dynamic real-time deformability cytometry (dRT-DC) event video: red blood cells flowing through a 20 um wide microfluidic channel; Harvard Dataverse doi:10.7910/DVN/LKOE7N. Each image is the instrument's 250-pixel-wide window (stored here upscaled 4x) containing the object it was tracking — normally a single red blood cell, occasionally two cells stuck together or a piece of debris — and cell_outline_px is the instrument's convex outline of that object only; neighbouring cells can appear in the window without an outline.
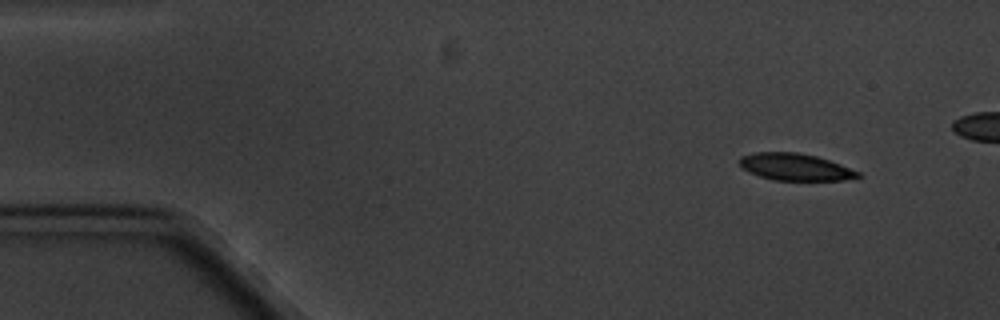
{"species": "common noctule bat (a hibernating species)", "species_latin": "Nyctalus noctula", "temperature_condition": "cold", "stored_images_in_passage": 4, "camera_frame_rate_fps": 3000, "um_per_image_px": 0.085, "animal": {"sex": "male", "body_mass_g": 20.1, "forearm_length_mm": 53.5}, "frame": {"image": 1, "passage_image": 1, "time_ms": 0.0, "image_size_px": [1000, 320], "cell_outline_px": [[864, 176], [844, 180], [772, 180], [748, 172], [740, 168], [740, 156], [756, 152], [796, 152], [816, 156], [840, 164], [860, 172]], "centroid_in_image_um": [67.58, 14.2], "position_along_channel_um": 17.4, "area_um2": 18.67}}